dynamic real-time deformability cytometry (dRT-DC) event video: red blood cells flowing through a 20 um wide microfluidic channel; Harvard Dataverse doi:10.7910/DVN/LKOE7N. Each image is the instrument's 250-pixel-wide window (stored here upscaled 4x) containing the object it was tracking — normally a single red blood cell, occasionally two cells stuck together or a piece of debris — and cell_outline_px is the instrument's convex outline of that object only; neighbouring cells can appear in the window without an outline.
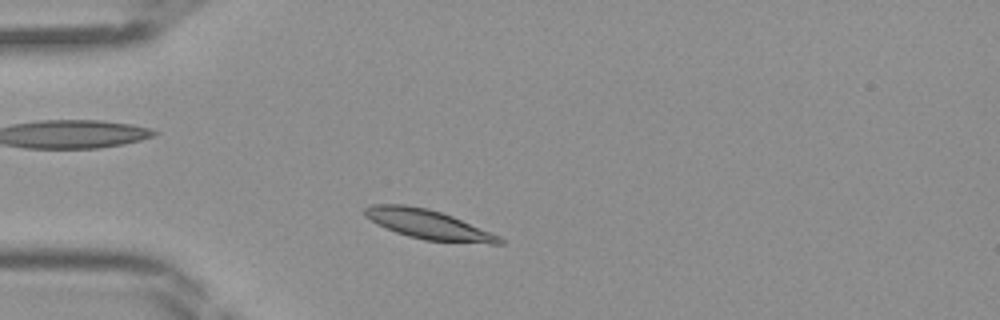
{"species": "Egyptian fruit bat (a non-hibernating species)", "species_latin": "Rousettus aegyptiacus", "temperature_condition": "room temperature", "stored_images_in_passage": 34, "camera_frame_rate_fps": 3000, "um_per_image_px": 0.085, "frame": {"image": 1, "passage_image": 1, "time_ms": 0.0, "image_size_px": [1000, 320], "cell_outline_px": [[504, 244], [488, 244], [424, 240], [408, 236], [396, 232], [376, 224], [364, 216], [364, 208], [372, 204], [404, 204], [424, 208], [440, 212], [452, 216], [500, 236], [504, 240]], "centroid_in_image_um": [36.39, 19.09], "position_along_channel_um": 48.6, "area_um2": 23.0}}
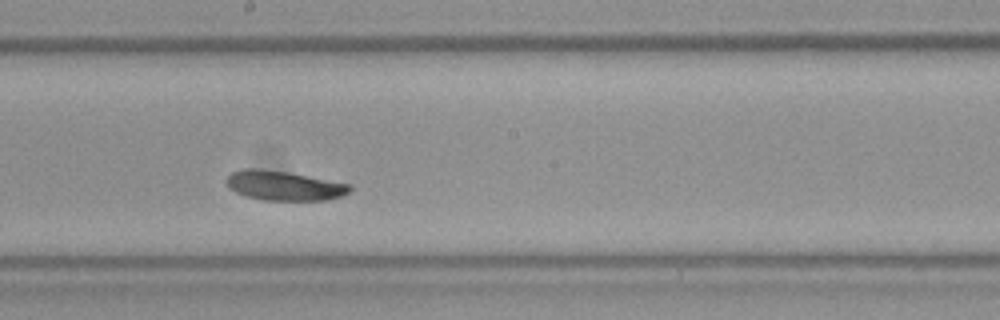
{"frame": {"image": 2, "passage_image": 14, "time_ms": 4.333, "image_size_px": [1000, 320], "cell_outline_px": [[352, 188], [348, 192], [340, 196], [328, 200], [260, 200], [244, 196], [228, 188], [228, 176], [232, 172], [244, 168], [260, 168], [288, 172], [352, 184]], "centroid_in_image_um": [24.14, 15.78], "position_along_channel_um": 224.1, "area_um2": 21.33}}
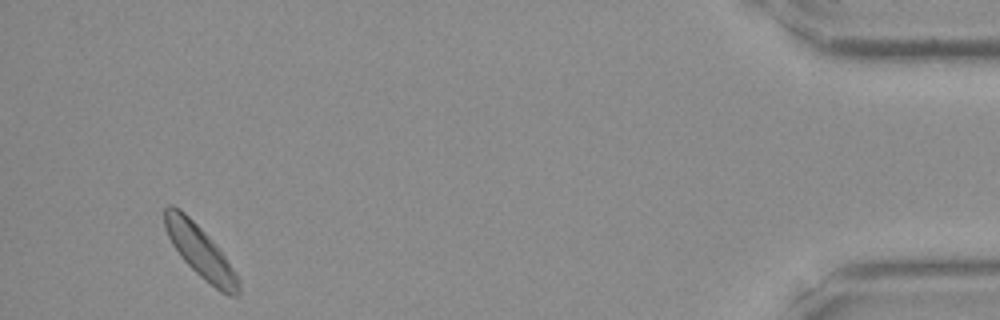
{"frame": {"image": 3, "passage_image": 32, "time_ms": 10.333, "image_size_px": [1000, 320], "cell_outline_px": [[240, 292], [236, 296], [228, 296], [220, 292], [204, 280], [180, 256], [172, 244], [164, 228], [164, 208], [168, 204], [172, 204], [180, 208], [220, 248], [236, 272], [240, 280]], "centroid_in_image_um": [17.03, 21.39], "position_along_channel_um": 418.2, "area_um2": 22.54}}